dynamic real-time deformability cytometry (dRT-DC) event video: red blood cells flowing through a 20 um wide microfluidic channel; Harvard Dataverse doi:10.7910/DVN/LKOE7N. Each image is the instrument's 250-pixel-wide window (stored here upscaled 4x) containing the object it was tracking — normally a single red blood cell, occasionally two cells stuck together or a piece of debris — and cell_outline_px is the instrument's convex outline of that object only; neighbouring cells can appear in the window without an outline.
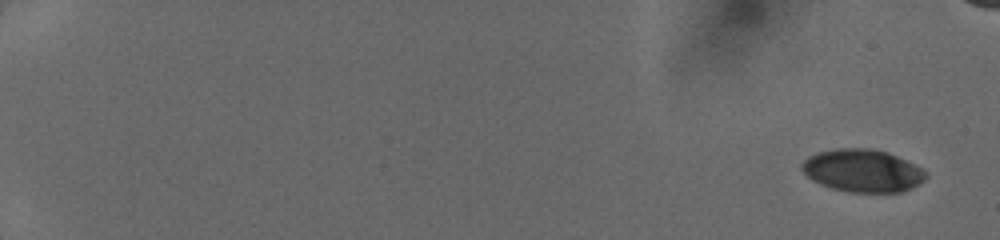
{"species": "human", "species_latin": "Homo sapiens", "temperature_condition": "cold", "stored_images_in_passage": 49, "camera_frame_rate_fps": 3000, "um_per_image_px": 0.085, "donor": {"sex": "female"}, "frame": {"image": 1, "passage_image": 1, "time_ms": 0.0, "image_size_px": [1000, 240], "cell_outline_px": [[928, 176], [920, 184], [904, 192], [848, 192], [832, 188], [820, 184], [812, 180], [800, 168], [800, 164], [808, 156], [816, 152], [836, 148], [872, 148], [888, 152], [928, 172]], "centroid_in_image_um": [73.31, 14.5], "position_along_channel_um": 11.7, "area_um2": 31.04}}
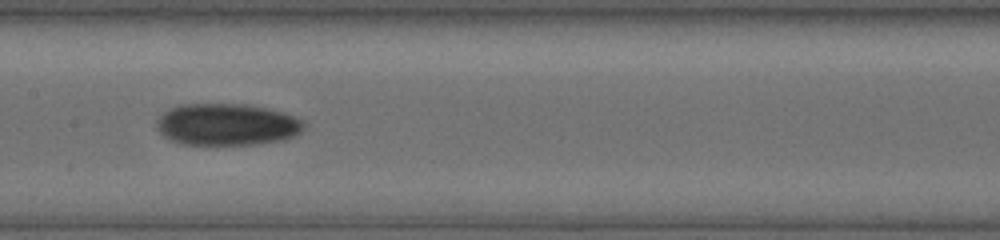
{"frame": {"image": 2, "passage_image": 28, "time_ms": 9.0, "image_size_px": [1000, 240], "cell_outline_px": [[308, 124], [296, 136], [284, 140], [256, 144], [180, 144], [164, 136], [156, 128], [156, 120], [168, 108], [180, 104], [248, 104], [268, 108], [284, 112]], "centroid_in_image_um": [19.29, 10.57], "position_along_channel_um": 188.1, "area_um2": 36.18}}
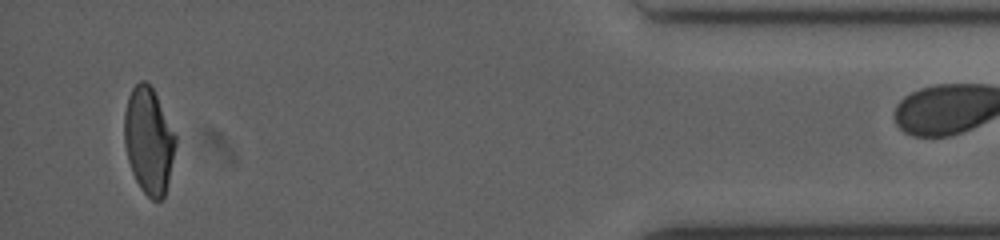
{"frame": {"image": 3, "passage_image": 48, "time_ms": 15.667, "image_size_px": [1000, 240], "cell_outline_px": [[176, 144], [168, 180], [164, 196], [160, 200], [152, 200], [140, 188], [132, 172], [128, 160], [124, 144], [124, 112], [128, 96], [132, 88], [140, 80], [144, 80], [152, 88], [176, 136]], "centroid_in_image_um": [12.62, 11.95], "position_along_channel_um": 422.6, "area_um2": 31.39}}